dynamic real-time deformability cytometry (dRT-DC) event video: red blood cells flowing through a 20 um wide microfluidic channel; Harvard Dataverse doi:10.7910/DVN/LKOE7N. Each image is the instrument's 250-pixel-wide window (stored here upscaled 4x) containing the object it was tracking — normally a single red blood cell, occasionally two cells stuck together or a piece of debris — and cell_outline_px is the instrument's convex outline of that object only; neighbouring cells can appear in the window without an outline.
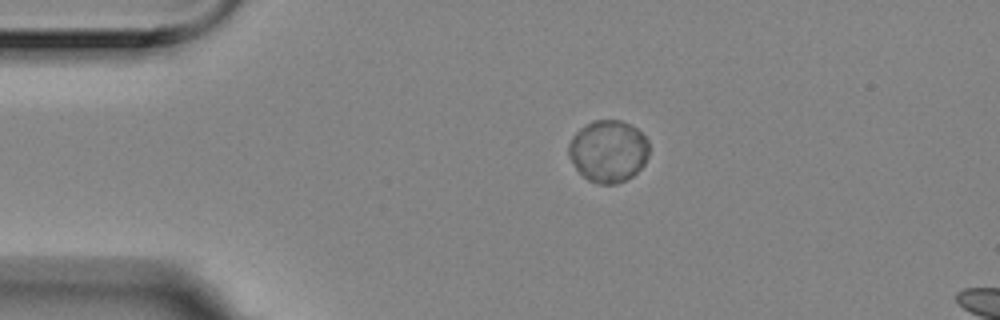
{"species": "Egyptian fruit bat (a non-hibernating species)", "species_latin": "Rousettus aegyptiacus", "temperature_condition": "room temperature", "stored_images_in_passage": 3, "camera_frame_rate_fps": 3000, "um_per_image_px": 0.085, "animal": {"sex": "female"}, "frame": {"image": 1, "passage_image": 1, "time_ms": 0.0, "image_size_px": [1000, 320], "cell_outline_px": [[648, 156], [644, 164], [632, 176], [616, 184], [600, 184], [588, 180], [576, 168], [568, 156], [568, 144], [572, 136], [580, 128], [592, 120], [620, 120], [636, 128], [648, 140]], "centroid_in_image_um": [51.68, 12.84], "position_along_channel_um": 33.3, "area_um2": 29.02}}